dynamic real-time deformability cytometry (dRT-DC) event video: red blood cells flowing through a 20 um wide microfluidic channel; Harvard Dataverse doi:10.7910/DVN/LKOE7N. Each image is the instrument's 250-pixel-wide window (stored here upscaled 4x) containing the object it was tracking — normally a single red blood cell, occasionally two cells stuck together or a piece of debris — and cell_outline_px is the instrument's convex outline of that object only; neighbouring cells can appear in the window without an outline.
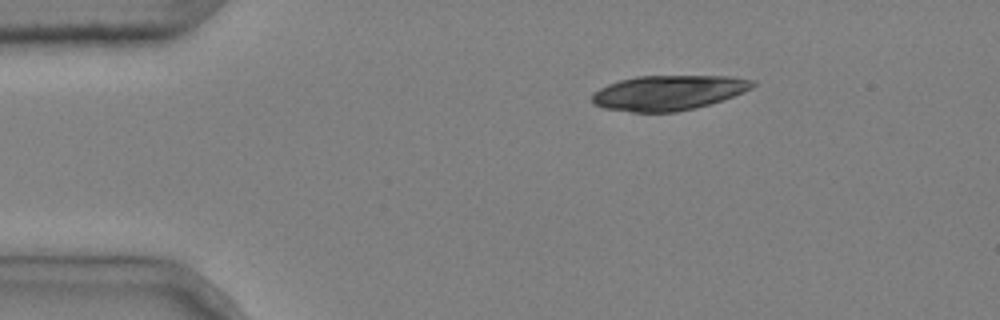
{"species": "common noctule bat (a hibernating species)", "species_latin": "Nyctalus noctula", "temperature_condition": "cold", "stored_images_in_passage": 2, "camera_frame_rate_fps": 3000, "um_per_image_px": 0.085, "animal": {"sex": "male", "body_mass_g": 20.4}, "frame": {"image": 1, "passage_image": 1, "time_ms": 0.0, "image_size_px": [1000, 320], "cell_outline_px": [[756, 84], [752, 88], [744, 92], [708, 104], [676, 112], [632, 112], [604, 108], [592, 104], [592, 92], [608, 84], [620, 80], [636, 76], [728, 76], [756, 80]], "centroid_in_image_um": [56.79, 7.87], "position_along_channel_um": 28.2, "area_um2": 32.6}}